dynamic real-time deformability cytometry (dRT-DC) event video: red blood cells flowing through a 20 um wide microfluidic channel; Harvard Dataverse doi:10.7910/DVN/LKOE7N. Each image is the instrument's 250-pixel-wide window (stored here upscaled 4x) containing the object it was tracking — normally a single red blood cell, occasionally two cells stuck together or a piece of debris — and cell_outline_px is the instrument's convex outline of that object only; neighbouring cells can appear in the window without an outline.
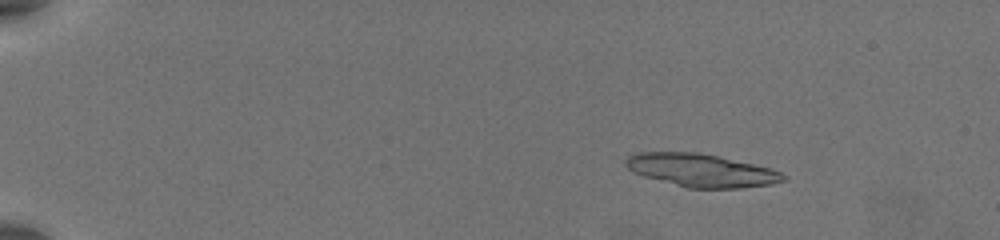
{"species": "common noctule bat (a hibernating species)", "species_latin": "Nyctalus noctula", "temperature_condition": "warm", "stored_images_in_passage": 58, "segment_of_instrument_passage": [1, 2], "camera_frame_rate_fps": 3000, "um_per_image_px": 0.085, "animal": {"sex": "female", "body_mass_g": 19.5, "forearm_length_mm": 54.1}, "frame": {"image": 1, "passage_image": 10, "time_ms": 3.0, "image_size_px": [1000, 240], "cell_outline_px": [[788, 180], [772, 184], [740, 188], [688, 188], [644, 176], [632, 172], [624, 164], [624, 160], [628, 156], [640, 152], [700, 152], [772, 168], [788, 176]], "centroid_in_image_um": [59.63, 14.48], "position_along_channel_um": 25.4, "area_um2": 30.4}}